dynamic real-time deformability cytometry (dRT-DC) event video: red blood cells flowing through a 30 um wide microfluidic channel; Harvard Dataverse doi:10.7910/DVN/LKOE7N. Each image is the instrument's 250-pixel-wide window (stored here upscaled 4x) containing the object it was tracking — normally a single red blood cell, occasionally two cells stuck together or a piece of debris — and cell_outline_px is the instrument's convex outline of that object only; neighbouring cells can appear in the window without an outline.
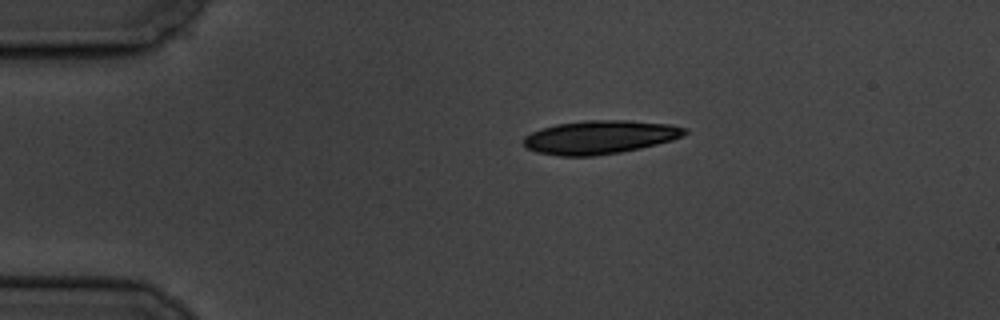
{"species": "common noctule bat (a hibernating species)", "species_latin": "Nyctalus noctula", "temperature_condition": "cold", "stored_images_in_passage": 7, "camera_frame_rate_fps": 3000, "um_per_image_px": 0.085, "animal": {"sex": "male", "body_mass_g": 19.5, "forearm_length_mm": 54.6}, "frame": {"image": 1, "passage_image": 7, "time_ms": 7.667, "image_size_px": [1000, 320], "cell_outline_px": [[688, 132], [684, 136], [672, 140], [640, 148], [620, 152], [596, 156], [560, 156], [536, 152], [524, 148], [524, 136], [540, 128], [556, 124], [584, 120], [628, 120], [672, 124], [688, 128]], "centroid_in_image_um": [50.99, 11.65], "position_along_channel_um": 34.0, "area_um2": 31.79}}